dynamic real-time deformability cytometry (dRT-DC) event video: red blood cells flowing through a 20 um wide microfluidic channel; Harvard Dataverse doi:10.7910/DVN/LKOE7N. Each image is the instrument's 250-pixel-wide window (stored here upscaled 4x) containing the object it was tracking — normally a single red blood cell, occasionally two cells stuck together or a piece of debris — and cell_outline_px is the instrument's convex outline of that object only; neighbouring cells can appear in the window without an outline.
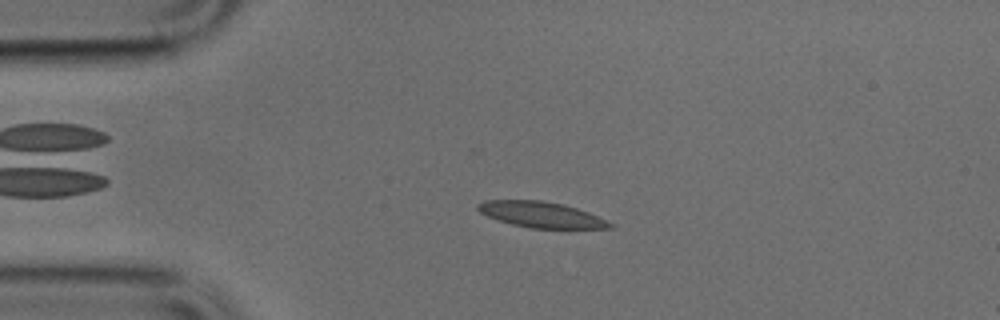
{"species": "common noctule bat (a hibernating species)", "species_latin": "Nyctalus noctula", "temperature_condition": "cold", "stored_images_in_passage": 45, "camera_frame_rate_fps": 3000, "um_per_image_px": 0.085, "animal": {"sex": "male", "body_mass_g": 17.9, "forearm_length_mm": 54.2}, "frame": {"image": 1, "passage_image": 10, "time_ms": 3.0, "image_size_px": [1000, 320], "cell_outline_px": [[616, 228], [532, 228], [512, 224], [488, 216], [480, 212], [476, 208], [476, 204], [484, 200], [540, 200], [564, 204], [588, 212], [616, 224]], "centroid_in_image_um": [46.03, 18.24], "position_along_channel_um": 39.0, "area_um2": 19.83}}
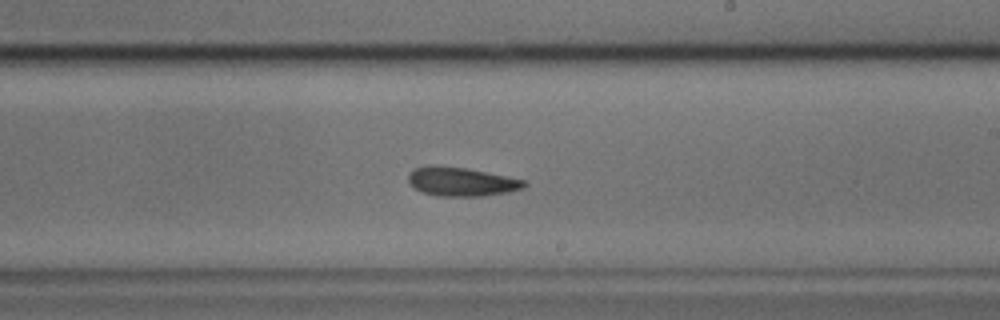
{"frame": {"image": 2, "passage_image": 28, "time_ms": 9.0, "image_size_px": [1000, 320], "cell_outline_px": [[528, 184], [524, 188], [508, 192], [484, 196], [436, 196], [424, 192], [416, 188], [408, 180], [408, 176], [416, 168], [428, 164], [432, 164], [468, 168], [524, 180]], "centroid_in_image_um": [39.24, 15.43], "position_along_channel_um": 249.8, "area_um2": 19.48}}
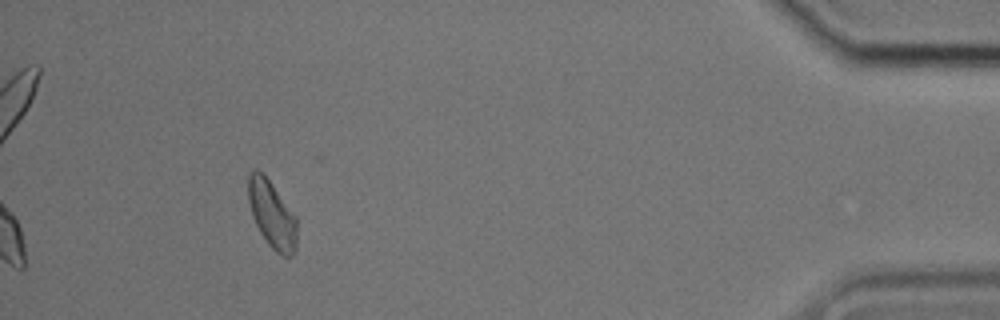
{"frame": {"image": 3, "passage_image": 45, "time_ms": 14.667, "image_size_px": [1000, 320], "cell_outline_px": [[296, 248], [292, 256], [284, 256], [276, 252], [268, 244], [260, 232], [252, 216], [248, 200], [248, 172], [256, 168], [268, 180], [296, 216]], "centroid_in_image_um": [23.1, 18.24], "position_along_channel_um": 412.1, "area_um2": 18.84}}